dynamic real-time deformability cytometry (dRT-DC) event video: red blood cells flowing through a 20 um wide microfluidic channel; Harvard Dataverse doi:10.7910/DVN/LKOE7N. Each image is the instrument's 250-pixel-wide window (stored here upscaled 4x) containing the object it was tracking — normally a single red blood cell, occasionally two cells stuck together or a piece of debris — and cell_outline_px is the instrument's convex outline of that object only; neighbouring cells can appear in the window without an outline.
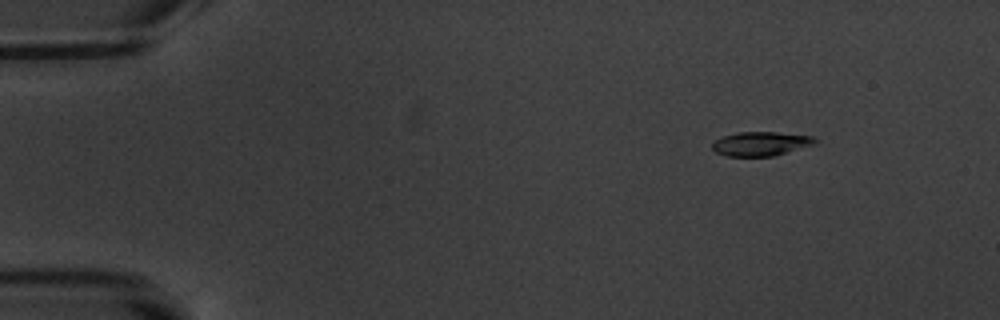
{"species": "common noctule bat (a hibernating species)", "species_latin": "Nyctalus noctula", "temperature_condition": "warm", "stored_images_in_passage": 7, "camera_frame_rate_fps": 3000, "um_per_image_px": 0.085, "animal": {"sex": "male", "body_mass_g": 20.1, "forearm_length_mm": 53.5}, "frame": {"image": 1, "passage_image": 3, "time_ms": 2.333, "image_size_px": [1000, 320], "cell_outline_px": [[820, 140], [816, 144], [776, 156], [728, 156], [716, 152], [712, 148], [712, 144], [716, 140], [724, 136], [740, 132], [776, 132], [812, 136]], "centroid_in_image_um": [64.74, 12.22], "position_along_channel_um": 20.3, "area_um2": 14.51}}
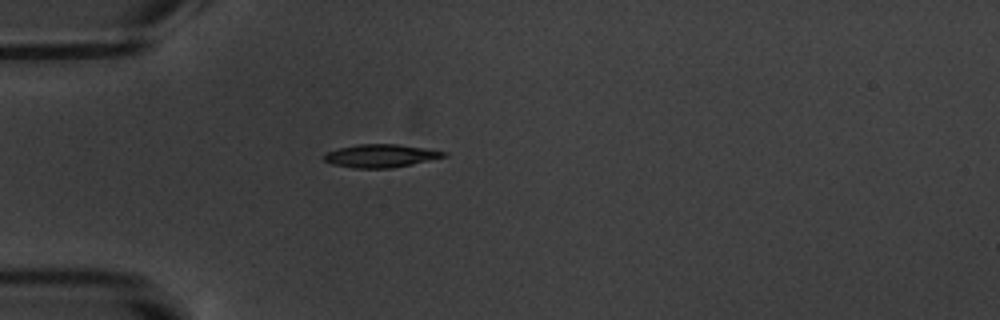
{"frame": {"image": 2, "passage_image": 6, "time_ms": 5.667, "image_size_px": [1000, 320], "cell_outline_px": [[448, 156], [412, 164], [392, 168], [352, 168], [332, 164], [324, 160], [324, 156], [328, 152], [340, 148], [360, 144], [396, 144], [424, 148], [448, 152]], "centroid_in_image_um": [32.39, 13.25], "position_along_channel_um": 52.6, "area_um2": 15.95}}